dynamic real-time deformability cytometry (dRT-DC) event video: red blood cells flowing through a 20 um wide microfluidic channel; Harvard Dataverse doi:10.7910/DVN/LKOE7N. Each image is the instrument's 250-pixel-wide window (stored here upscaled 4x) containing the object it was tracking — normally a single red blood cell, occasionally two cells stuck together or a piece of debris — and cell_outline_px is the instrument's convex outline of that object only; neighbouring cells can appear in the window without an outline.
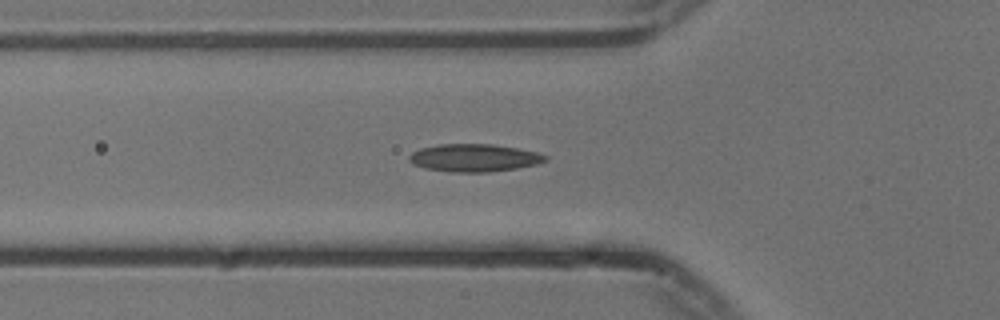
{"species": "common noctule bat (a hibernating species)", "species_latin": "Nyctalus noctula", "temperature_condition": "cold", "stored_images_in_passage": 39, "camera_frame_rate_fps": 3000, "um_per_image_px": 0.085, "animal": {"sex": "male", "body_mass_g": 13.3}, "frame": {"image": 1, "passage_image": 2, "time_ms": 0.333, "image_size_px": [1000, 320], "cell_outline_px": [[548, 160], [536, 164], [516, 168], [488, 172], [452, 172], [424, 168], [412, 164], [408, 160], [408, 156], [412, 152], [420, 148], [440, 144], [492, 144], [516, 148], [536, 152], [548, 156]], "centroid_in_image_um": [40.27, 13.41], "position_along_channel_um": 85.5, "area_um2": 21.96}}
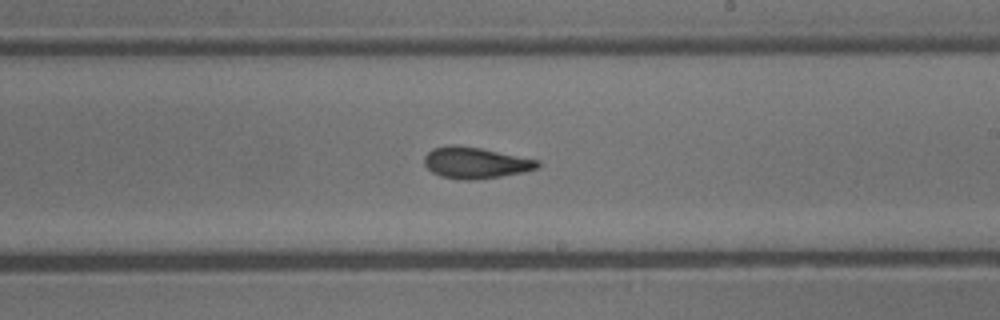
{"frame": {"image": 2, "passage_image": 15, "time_ms": 4.667, "image_size_px": [1000, 320], "cell_outline_px": [[540, 168], [524, 172], [500, 176], [472, 180], [464, 180], [440, 176], [432, 172], [424, 164], [424, 156], [432, 148], [448, 144], [460, 144], [540, 160]], "centroid_in_image_um": [40.41, 13.82], "position_along_channel_um": 248.6, "area_um2": 20.87}}
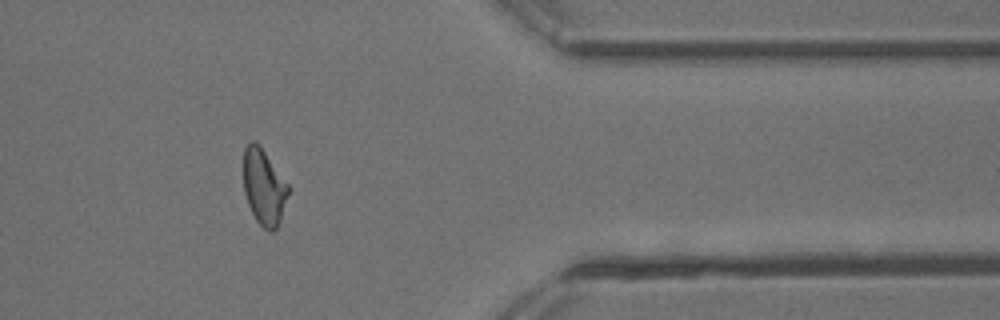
{"frame": {"image": 3, "passage_image": 28, "time_ms": 9.0, "image_size_px": [1000, 320], "cell_outline_px": [[288, 192], [280, 220], [276, 228], [272, 232], [264, 228], [256, 220], [248, 204], [244, 192], [244, 148], [252, 140], [256, 140], [260, 144], [288, 184]], "centroid_in_image_um": [22.42, 15.86], "position_along_channel_um": 389.0, "area_um2": 19.59}}